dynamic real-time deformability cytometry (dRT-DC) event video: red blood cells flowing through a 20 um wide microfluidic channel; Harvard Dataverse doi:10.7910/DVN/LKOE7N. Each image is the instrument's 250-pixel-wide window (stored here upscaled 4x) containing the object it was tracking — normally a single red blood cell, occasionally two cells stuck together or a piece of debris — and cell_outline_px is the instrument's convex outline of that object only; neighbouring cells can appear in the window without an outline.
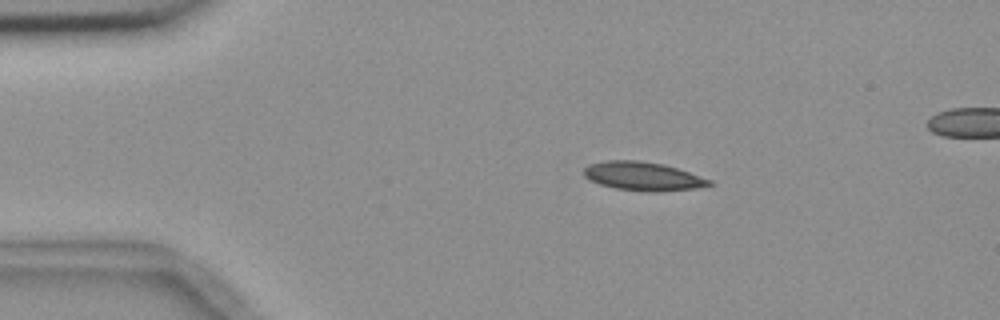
{"species": "common noctule bat (a hibernating species)", "species_latin": "Nyctalus noctula", "temperature_condition": "room temperature", "stored_images_in_passage": 4, "camera_frame_rate_fps": 3000, "um_per_image_px": 0.085, "animal": {"sex": "female", "body_mass_g": 18.4}, "frame": {"image": 1, "passage_image": 2, "time_ms": 1.0, "image_size_px": [1000, 320], "cell_outline_px": [[712, 184], [696, 188], [656, 192], [652, 192], [616, 188], [600, 184], [584, 176], [584, 168], [588, 164], [604, 160], [636, 160], [664, 164], [712, 180]], "centroid_in_image_um": [54.63, 14.97], "position_along_channel_um": 30.4, "area_um2": 20.75}}